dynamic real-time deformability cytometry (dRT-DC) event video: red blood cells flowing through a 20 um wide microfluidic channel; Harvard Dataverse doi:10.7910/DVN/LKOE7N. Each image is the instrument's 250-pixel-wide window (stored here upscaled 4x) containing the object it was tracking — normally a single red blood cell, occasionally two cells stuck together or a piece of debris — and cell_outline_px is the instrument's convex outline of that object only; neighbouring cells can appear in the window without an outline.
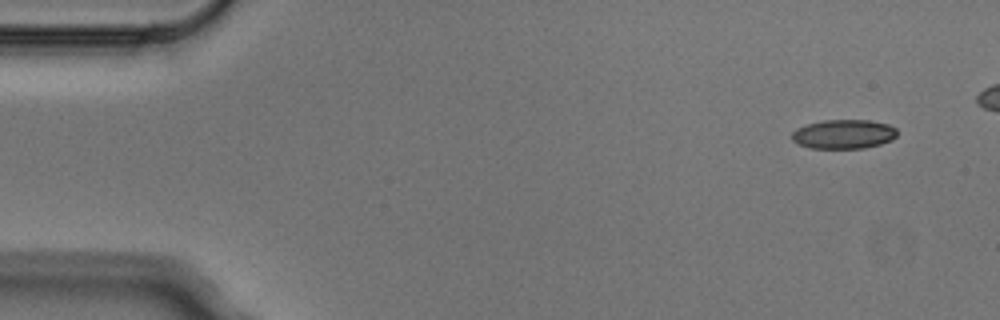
{"species": "Egyptian fruit bat (a non-hibernating species)", "species_latin": "Rousettus aegyptiacus", "temperature_condition": "cold", "stored_images_in_passage": 3, "camera_frame_rate_fps": 3000, "um_per_image_px": 0.085, "animal": {"sex": "male"}, "frame": {"image": 1, "passage_image": 1, "time_ms": 0.0, "image_size_px": [1000, 320], "cell_outline_px": [[896, 136], [892, 140], [880, 144], [864, 148], [808, 148], [796, 144], [792, 140], [792, 132], [796, 128], [808, 124], [824, 120], [868, 120], [888, 124], [896, 128]], "centroid_in_image_um": [71.69, 11.41], "position_along_channel_um": 13.3, "area_um2": 17.98}}